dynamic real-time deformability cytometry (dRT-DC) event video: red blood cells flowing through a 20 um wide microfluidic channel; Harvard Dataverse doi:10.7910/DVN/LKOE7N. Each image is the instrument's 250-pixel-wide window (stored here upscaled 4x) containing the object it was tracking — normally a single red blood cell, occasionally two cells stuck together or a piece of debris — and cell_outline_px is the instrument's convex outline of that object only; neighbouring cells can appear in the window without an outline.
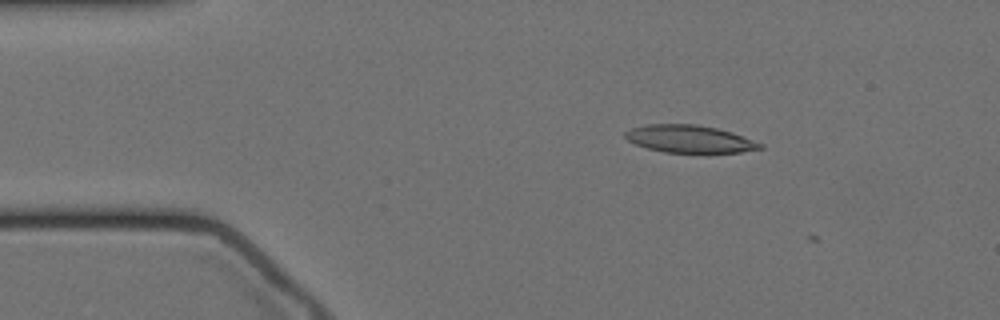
{"species": "Egyptian fruit bat (a non-hibernating species)", "species_latin": "Rousettus aegyptiacus", "temperature_condition": "cold", "stored_images_in_passage": 2, "camera_frame_rate_fps": 3000, "um_per_image_px": 0.085, "animal": {"sex": "female"}, "frame": {"image": 1, "passage_image": 1, "time_ms": 0.0, "image_size_px": [1000, 320], "cell_outline_px": [[764, 148], [740, 152], [704, 156], [664, 152], [648, 148], [636, 144], [628, 140], [624, 136], [624, 132], [632, 128], [648, 124], [696, 124], [716, 128], [732, 132], [764, 144]], "centroid_in_image_um": [58.67, 11.86], "position_along_channel_um": 26.3, "area_um2": 22.54}}